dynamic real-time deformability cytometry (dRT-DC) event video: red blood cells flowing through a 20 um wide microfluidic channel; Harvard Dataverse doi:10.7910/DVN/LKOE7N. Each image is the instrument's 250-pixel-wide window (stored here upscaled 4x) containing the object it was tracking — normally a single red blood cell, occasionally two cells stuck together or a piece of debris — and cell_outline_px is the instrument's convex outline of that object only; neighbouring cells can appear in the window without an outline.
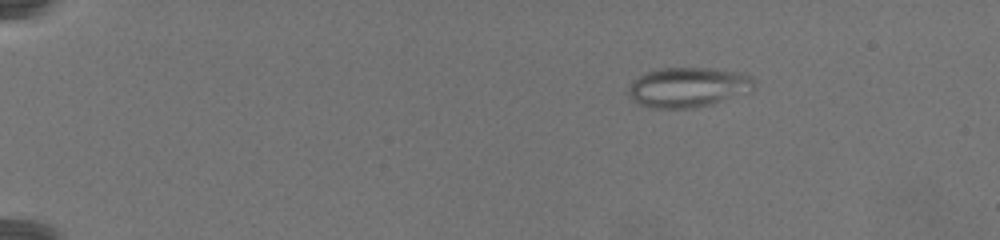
{"species": "common noctule bat (a hibernating species)", "species_latin": "Nyctalus noctula", "temperature_condition": "warm", "stored_images_in_passage": 67, "camera_frame_rate_fps": 3000, "um_per_image_px": 0.085, "animal": {"sex": "female", "body_mass_g": 19.5, "forearm_length_mm": 54.1}, "frame": {"image": 1, "passage_image": 3, "time_ms": 0.667, "image_size_px": [1000, 240], "cell_outline_px": [[756, 88], [752, 92], [712, 104], [692, 108], [648, 108], [640, 104], [628, 96], [628, 88], [632, 80], [648, 72], [660, 68], [708, 68], [740, 72], [752, 76]], "centroid_in_image_um": [58.52, 7.42], "position_along_channel_um": 26.5, "area_um2": 29.54}}
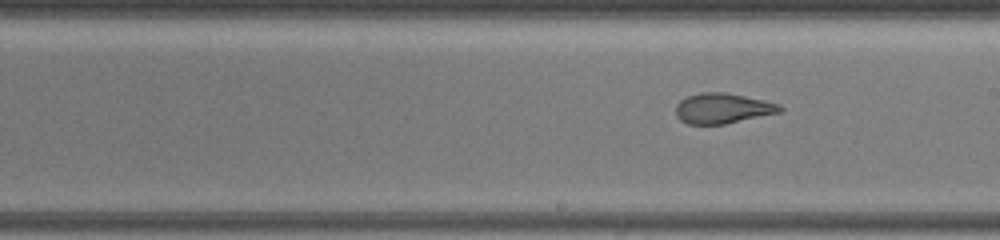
{"frame": {"image": 2, "passage_image": 37, "time_ms": 12.0, "image_size_px": [1000, 240], "cell_outline_px": [[784, 108], [780, 112], [724, 124], [688, 124], [680, 120], [676, 116], [676, 104], [680, 100], [688, 96], [700, 92], [724, 92], [764, 100], [780, 104]], "centroid_in_image_um": [61.41, 9.2], "position_along_channel_um": 227.6, "area_um2": 18.32}}
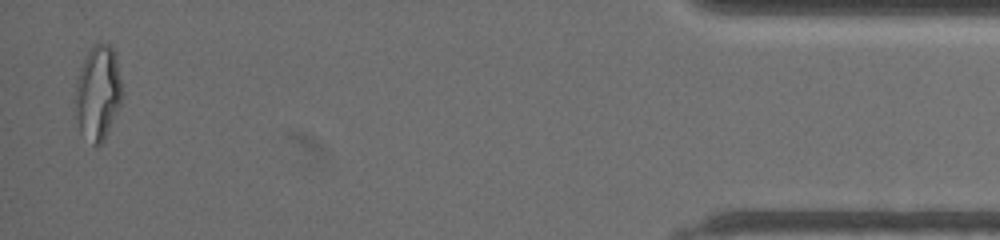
{"frame": {"image": 3, "passage_image": 66, "time_ms": 21.667, "image_size_px": [1000, 240], "cell_outline_px": [[124, 92], [120, 104], [104, 140], [96, 148], [80, 132], [76, 112], [76, 80], [80, 68], [88, 52], [96, 44], [108, 44], [116, 52]], "centroid_in_image_um": [8.36, 7.89], "position_along_channel_um": 426.8, "area_um2": 25.84}}